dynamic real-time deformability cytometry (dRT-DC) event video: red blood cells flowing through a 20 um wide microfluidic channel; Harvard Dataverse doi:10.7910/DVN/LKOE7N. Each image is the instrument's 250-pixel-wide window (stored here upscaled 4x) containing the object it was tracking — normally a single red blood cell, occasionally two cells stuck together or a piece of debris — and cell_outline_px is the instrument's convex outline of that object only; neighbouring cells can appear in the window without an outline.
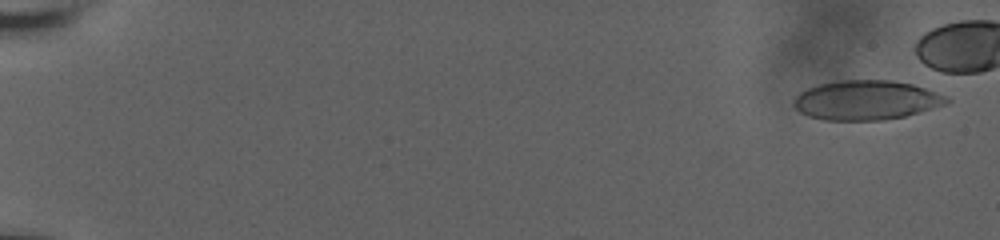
{"species": "human", "species_latin": "Homo sapiens", "temperature_condition": "room temperature", "stored_images_in_passage": 53, "camera_frame_rate_fps": 3000, "um_per_image_px": 0.085, "donor": {"sex": "male"}, "frame": {"image": 1, "passage_image": 2, "time_ms": 0.333, "image_size_px": [1000, 240], "cell_outline_px": [[952, 100], [944, 104], [904, 116], [884, 120], [824, 120], [808, 116], [800, 112], [792, 104], [792, 100], [800, 92], [816, 84], [836, 80], [892, 80], [912, 84], [948, 96]], "centroid_in_image_um": [73.58, 8.5], "position_along_channel_um": 11.4, "area_um2": 35.2}}
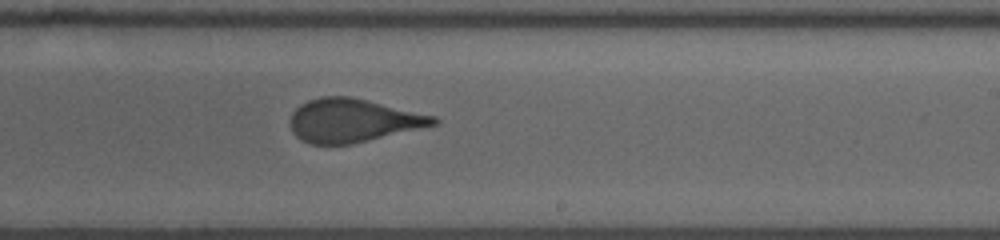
{"frame": {"image": 2, "passage_image": 38, "time_ms": 12.333, "image_size_px": [1000, 240], "cell_outline_px": [[440, 120], [436, 124], [352, 144], [312, 144], [296, 136], [292, 132], [292, 112], [300, 104], [308, 100], [320, 96], [352, 96], [436, 116]], "centroid_in_image_um": [30.0, 10.22], "position_along_channel_um": 259.0, "area_um2": 35.95}}
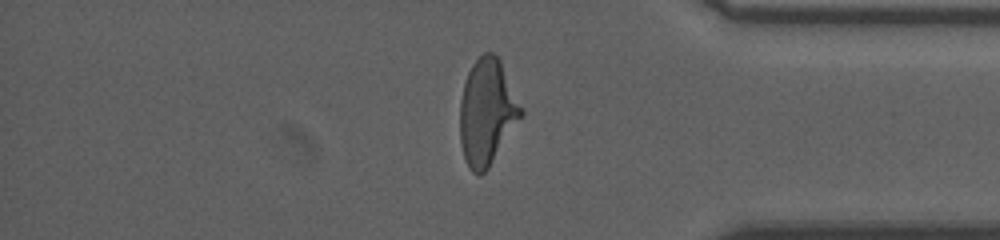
{"frame": {"image": 3, "passage_image": 50, "time_ms": 16.333, "image_size_px": [1000, 240], "cell_outline_px": [[524, 116], [488, 168], [480, 176], [472, 172], [468, 168], [464, 156], [460, 140], [460, 100], [464, 84], [468, 72], [472, 64], [484, 52], [492, 52], [500, 60], [524, 108]], "centroid_in_image_um": [41.42, 9.54], "position_along_channel_um": 393.8, "area_um2": 38.09}}